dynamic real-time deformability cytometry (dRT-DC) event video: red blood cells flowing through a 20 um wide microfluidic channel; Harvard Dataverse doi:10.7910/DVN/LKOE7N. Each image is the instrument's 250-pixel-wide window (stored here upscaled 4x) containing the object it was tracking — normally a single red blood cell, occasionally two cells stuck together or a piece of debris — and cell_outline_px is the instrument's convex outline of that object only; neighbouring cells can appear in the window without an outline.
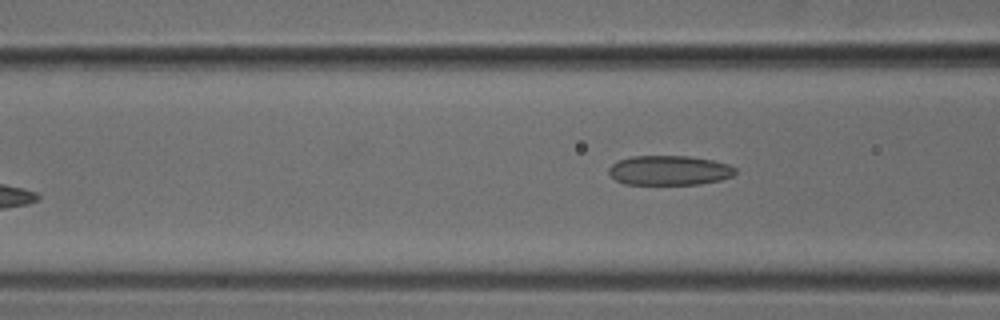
{"species": "common noctule bat (a hibernating species)", "species_latin": "Nyctalus noctula", "temperature_condition": "cold", "stored_images_in_passage": 4, "camera_frame_rate_fps": 3000, "um_per_image_px": 0.085, "animal": {"sex": "male", "body_mass_g": 18.8}, "frame": {"image": 1, "passage_image": 4, "time_ms": 1.0, "image_size_px": [1000, 320], "cell_outline_px": [[736, 172], [732, 176], [720, 180], [700, 184], [624, 184], [616, 180], [608, 172], [608, 168], [616, 160], [632, 156], [688, 156], [712, 160], [728, 164], [736, 168]], "centroid_in_image_um": [56.87, 14.48], "position_along_channel_um": 109.7, "area_um2": 21.91}}